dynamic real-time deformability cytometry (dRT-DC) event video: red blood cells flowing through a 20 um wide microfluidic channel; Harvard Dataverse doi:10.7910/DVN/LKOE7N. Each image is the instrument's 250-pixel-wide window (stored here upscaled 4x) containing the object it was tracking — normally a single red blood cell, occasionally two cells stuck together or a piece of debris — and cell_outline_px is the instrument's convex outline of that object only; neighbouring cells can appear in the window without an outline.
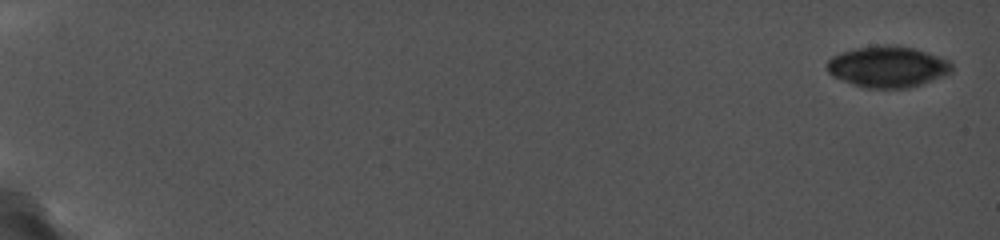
{"species": "common noctule bat (a hibernating species)", "species_latin": "Nyctalus noctula", "temperature_condition": "cold", "stored_images_in_passage": 8, "camera_frame_rate_fps": 5000, "um_per_image_px": 0.085, "animal": {"sex": "female", "body_mass_g": 19.0, "forearm_length_mm": 56.7}, "frame": {"image": 1, "passage_image": 1, "time_ms": 0.0, "image_size_px": [1000, 240], "cell_outline_px": [[952, 72], [944, 76], [908, 88], [864, 88], [852, 84], [832, 76], [828, 72], [828, 60], [832, 56], [840, 52], [856, 48], [884, 44], [892, 44], [912, 48], [952, 60]], "centroid_in_image_um": [75.46, 5.67], "position_along_channel_um": 9.5, "area_um2": 30.06}}